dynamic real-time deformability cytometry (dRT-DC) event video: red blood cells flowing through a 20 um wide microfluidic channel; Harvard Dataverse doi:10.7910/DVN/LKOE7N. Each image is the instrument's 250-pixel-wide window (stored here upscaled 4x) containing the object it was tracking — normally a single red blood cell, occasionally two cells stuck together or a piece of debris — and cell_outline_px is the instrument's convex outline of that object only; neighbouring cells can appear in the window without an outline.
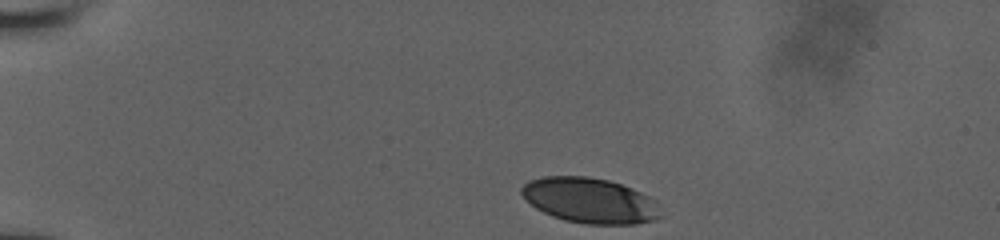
{"species": "human", "species_latin": "Homo sapiens", "temperature_condition": "room temperature", "stored_images_in_passage": 36, "camera_frame_rate_fps": 3000, "um_per_image_px": 0.085, "donor": {"sex": "male"}, "frame": {"image": 1, "passage_image": 1, "time_ms": 0.0, "image_size_px": [1000, 240], "cell_outline_px": [[664, 216], [656, 220], [636, 224], [584, 224], [564, 220], [552, 216], [536, 208], [520, 192], [520, 188], [528, 180], [544, 176], [588, 176], [608, 180], [632, 188], [656, 200]], "centroid_in_image_um": [50.18, 17.05], "position_along_channel_um": 34.8, "area_um2": 36.99}}
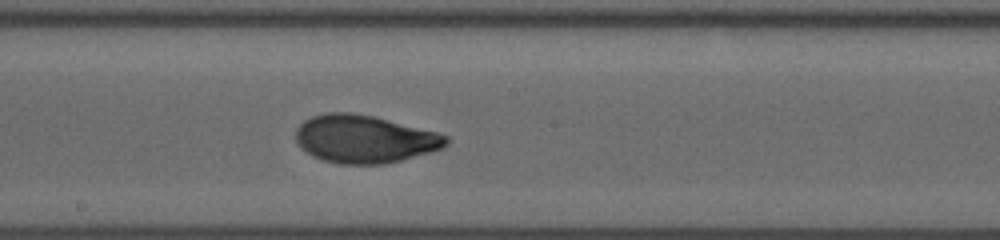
{"frame": {"image": 2, "passage_image": 21, "time_ms": 6.667, "image_size_px": [1000, 240], "cell_outline_px": [[448, 144], [444, 148], [400, 160], [384, 164], [336, 164], [312, 156], [300, 148], [296, 140], [296, 128], [304, 120], [312, 116], [324, 112], [352, 112], [372, 116], [436, 132], [448, 136]], "centroid_in_image_um": [30.94, 11.82], "position_along_channel_um": 217.3, "area_um2": 41.91}}
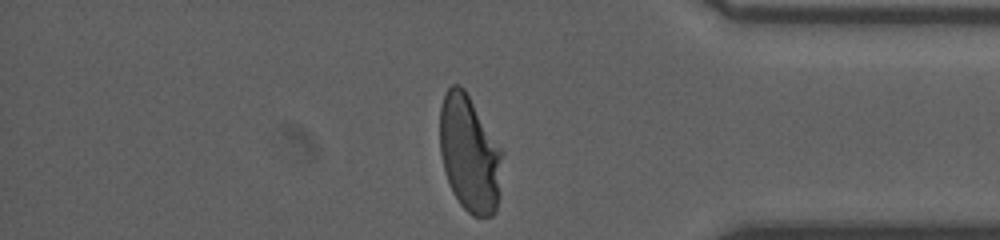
{"frame": {"image": 3, "passage_image": 36, "time_ms": 11.667, "image_size_px": [1000, 240], "cell_outline_px": [[500, 196], [496, 212], [492, 216], [472, 216], [460, 204], [452, 192], [444, 168], [440, 152], [440, 108], [444, 96], [448, 88], [452, 84], [460, 84], [464, 88], [500, 148]], "centroid_in_image_um": [39.89, 13.1], "position_along_channel_um": 395.3, "area_um2": 41.85}, "authors_computed_cell_mechanics": {"area_um2": 41.5004, "velocity_mm_per_s": 3.8951, "shape_relaxation_time_tau1_ms": 5.543, "shape_relaxation_time_tau2_ms": null, "deformation_change_tau1": 0.2078, "deformation_change_tau2": null}}